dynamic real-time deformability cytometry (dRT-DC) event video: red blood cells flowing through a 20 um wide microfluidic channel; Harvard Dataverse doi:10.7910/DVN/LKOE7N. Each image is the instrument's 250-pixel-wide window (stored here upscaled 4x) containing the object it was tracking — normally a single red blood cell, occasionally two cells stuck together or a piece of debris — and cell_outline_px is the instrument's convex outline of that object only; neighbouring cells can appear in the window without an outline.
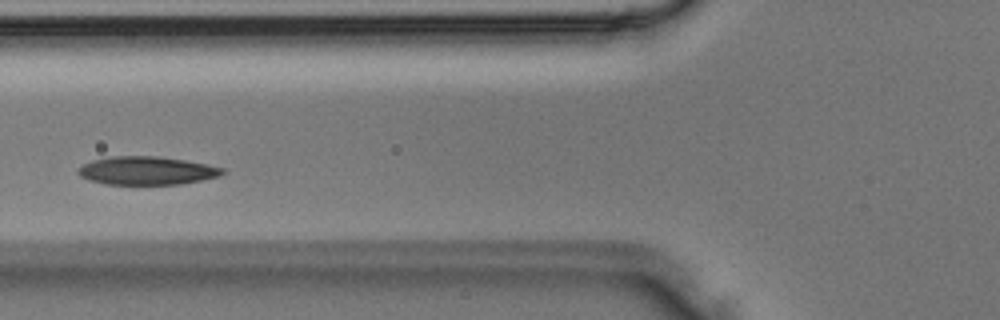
{"species": "Egyptian fruit bat (a non-hibernating species)", "species_latin": "Rousettus aegyptiacus", "temperature_condition": "room temperature", "stored_images_in_passage": 34, "camera_frame_rate_fps": 3000, "um_per_image_px": 0.085, "animal": {"sex": "male"}, "frame": {"image": 1, "passage_image": 11, "time_ms": 3.333, "image_size_px": [1000, 320], "cell_outline_px": [[228, 172], [220, 176], [180, 184], [104, 184], [88, 180], [80, 176], [76, 172], [84, 164], [92, 160], [112, 156], [156, 156], [184, 160], [208, 164], [224, 168]], "centroid_in_image_um": [12.49, 14.5], "position_along_channel_um": 113.3, "area_um2": 23.81}}
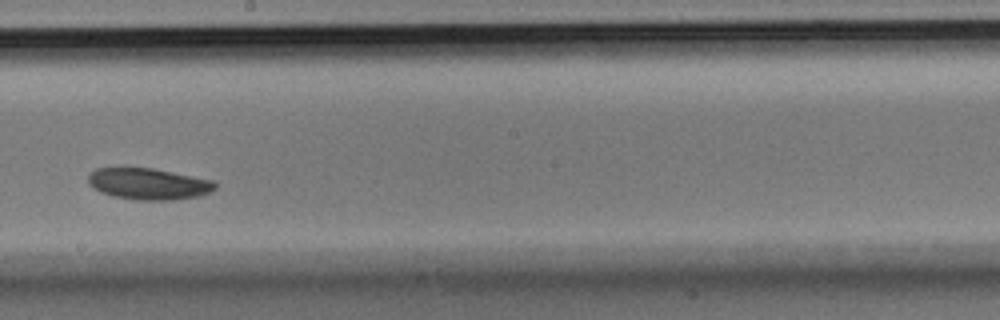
{"frame": {"image": 2, "passage_image": 18, "time_ms": 5.667, "image_size_px": [1000, 320], "cell_outline_px": [[216, 188], [200, 196], [172, 200], [136, 200], [112, 196], [100, 192], [88, 184], [88, 172], [96, 168], [152, 168], [212, 180], [216, 184]], "centroid_in_image_um": [12.57, 15.63], "position_along_channel_um": 235.6, "area_um2": 23.24}}
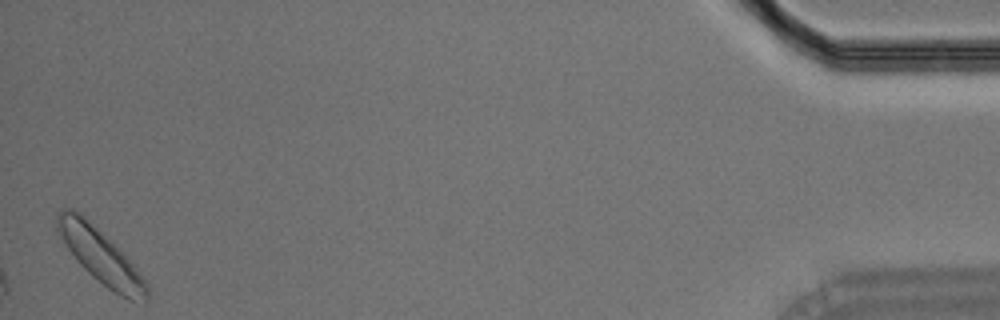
{"frame": {"image": 3, "passage_image": 34, "time_ms": 11.0, "image_size_px": [1000, 320], "cell_outline_px": [[148, 300], [144, 304], [136, 304], [120, 296], [108, 288], [92, 276], [80, 264], [56, 232], [56, 216], [60, 208], [72, 208], [80, 212], [132, 264], [148, 284]], "centroid_in_image_um": [8.54, 21.8], "position_along_channel_um": 426.7, "area_um2": 27.92}}